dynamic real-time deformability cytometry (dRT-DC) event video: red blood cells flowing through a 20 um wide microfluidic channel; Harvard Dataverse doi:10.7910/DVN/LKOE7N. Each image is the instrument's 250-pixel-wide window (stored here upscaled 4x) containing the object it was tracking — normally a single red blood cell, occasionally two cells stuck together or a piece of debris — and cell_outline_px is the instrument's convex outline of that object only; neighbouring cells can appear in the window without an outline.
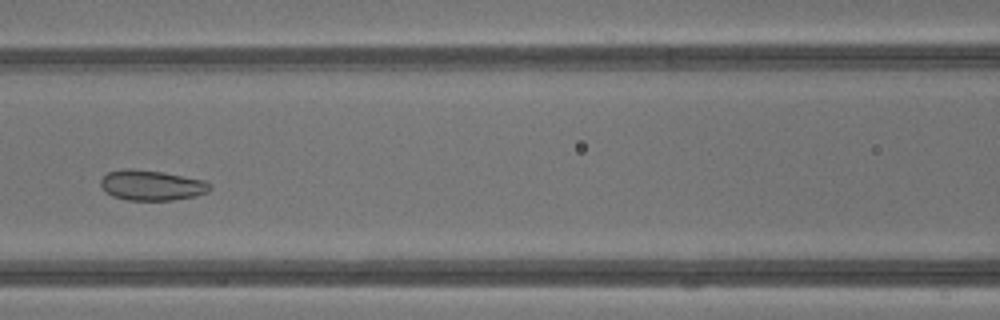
{"species": "common noctule bat (a hibernating species)", "species_latin": "Nyctalus noctula", "temperature_condition": "warm", "stored_images_in_passage": 41, "camera_frame_rate_fps": 3000, "um_per_image_px": 0.085, "animal": {"sex": "male", "body_mass_g": 13.3}, "frame": {"image": 1, "passage_image": 17, "time_ms": 5.333, "image_size_px": [1000, 320], "cell_outline_px": [[212, 188], [208, 192], [196, 196], [172, 200], [128, 200], [112, 196], [104, 192], [100, 184], [100, 180], [108, 172], [124, 168], [132, 168], [164, 172], [204, 180]], "centroid_in_image_um": [12.86, 15.74], "position_along_channel_um": 153.7, "area_um2": 19.42}}
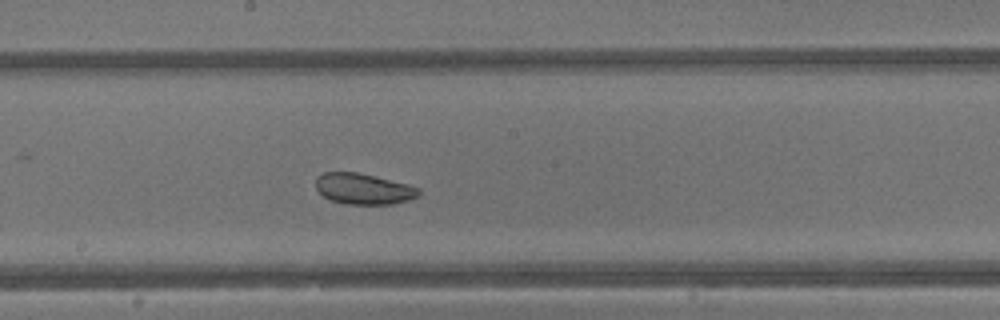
{"frame": {"image": 2, "passage_image": 21, "time_ms": 6.667, "image_size_px": [1000, 320], "cell_outline_px": [[420, 196], [408, 200], [392, 204], [344, 204], [332, 200], [324, 196], [316, 188], [316, 176], [324, 172], [356, 172], [408, 184], [420, 188]], "centroid_in_image_um": [30.91, 16.05], "position_along_channel_um": 217.3, "area_um2": 18.5}}
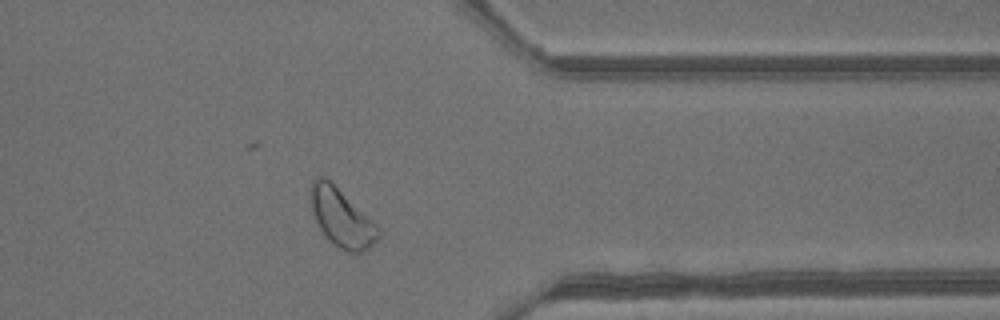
{"frame": {"image": 3, "passage_image": 32, "time_ms": 10.333, "image_size_px": [1000, 320], "cell_outline_px": [[380, 236], [368, 248], [360, 252], [348, 252], [332, 244], [324, 236], [312, 212], [308, 196], [312, 180], [320, 176], [324, 176], [376, 224], [380, 228]], "centroid_in_image_um": [28.98, 18.51], "position_along_channel_um": 382.4, "area_um2": 22.66}, "authors_computed_cell_mechanics": {"area_um2": 24.3338, "velocity_mm_per_s": 4.7956, "shape_relaxation_time_tau1_ms": null, "shape_relaxation_time_tau2_ms": 2.8671, "deformation_change_tau1": null, "deformation_change_tau2": 0.0919}}